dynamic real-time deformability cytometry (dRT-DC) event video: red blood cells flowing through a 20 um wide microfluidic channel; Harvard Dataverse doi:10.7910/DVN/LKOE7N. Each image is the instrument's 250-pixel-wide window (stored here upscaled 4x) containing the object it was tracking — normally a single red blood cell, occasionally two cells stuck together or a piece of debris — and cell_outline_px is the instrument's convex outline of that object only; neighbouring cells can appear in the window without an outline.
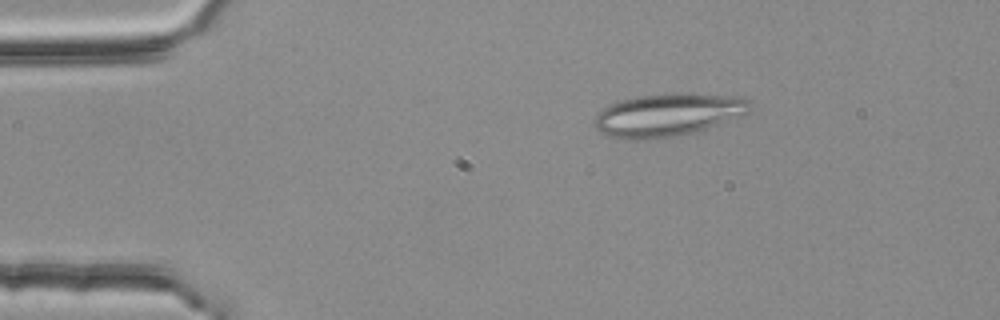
{"species": "common noctule bat (a hibernating species)", "species_latin": "Nyctalus noctula", "temperature_condition": "room temperature", "stored_images_in_passage": 3, "camera_frame_rate_fps": 3000, "um_per_image_px": 0.085, "animal": {"sex": "female", "body_mass_g": 25.1}, "frame": {"image": 1, "passage_image": 2, "time_ms": 0.333, "image_size_px": [1000, 320], "cell_outline_px": [[752, 108], [744, 116], [692, 132], [664, 140], [624, 140], [608, 136], [600, 132], [592, 124], [596, 116], [604, 108], [620, 100], [640, 96], [680, 92], [732, 96], [752, 100]], "centroid_in_image_um": [56.78, 9.78], "position_along_channel_um": 28.2, "area_um2": 39.36}}